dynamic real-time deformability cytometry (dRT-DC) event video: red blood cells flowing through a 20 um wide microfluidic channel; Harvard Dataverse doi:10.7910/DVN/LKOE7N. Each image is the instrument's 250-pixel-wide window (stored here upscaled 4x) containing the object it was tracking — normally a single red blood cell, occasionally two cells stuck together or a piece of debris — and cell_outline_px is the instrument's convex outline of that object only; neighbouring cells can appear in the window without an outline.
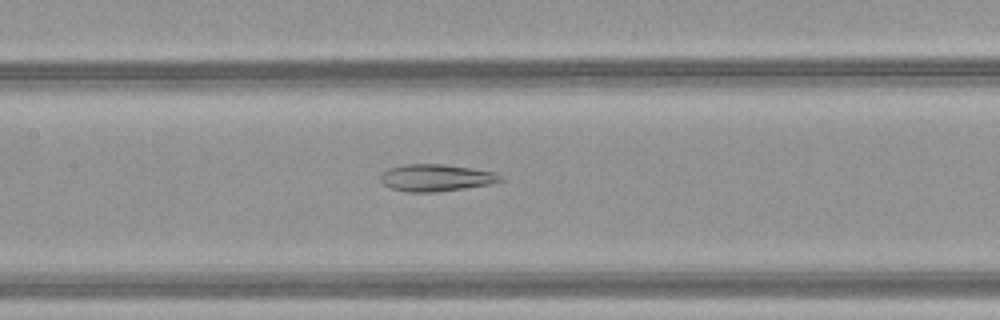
{"species": "common noctule bat (a hibernating species)", "species_latin": "Nyctalus noctula", "temperature_condition": "warm", "stored_images_in_passage": 51, "camera_frame_rate_fps": 3000, "um_per_image_px": 0.085, "animal": {"sex": "female", "body_mass_g": 21.9}, "frame": {"image": 1, "passage_image": 26, "time_ms": 8.333, "image_size_px": [1000, 320], "cell_outline_px": [[504, 180], [492, 184], [436, 192], [408, 192], [388, 188], [380, 180], [380, 176], [388, 168], [404, 164], [444, 164], [472, 168], [496, 172], [504, 176]], "centroid_in_image_um": [37.09, 15.11], "position_along_channel_um": 170.3, "area_um2": 19.13}}
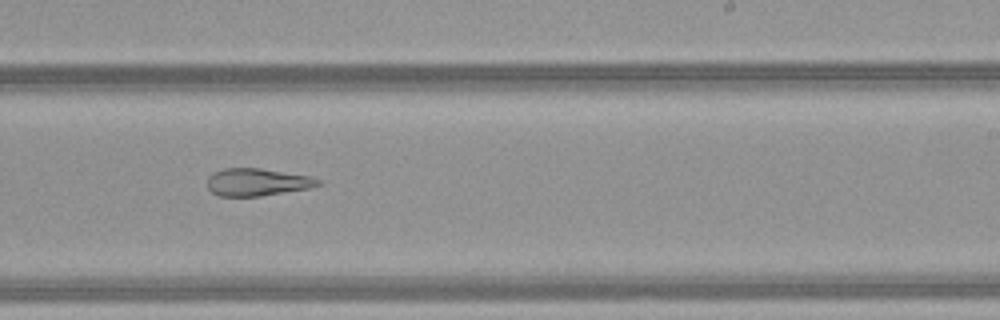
{"frame": {"image": 2, "passage_image": 33, "time_ms": 10.667, "image_size_px": [1000, 320], "cell_outline_px": [[324, 184], [312, 188], [260, 196], [220, 196], [212, 192], [208, 188], [208, 176], [212, 172], [224, 168], [260, 168], [308, 176], [320, 180]], "centroid_in_image_um": [21.87, 15.48], "position_along_channel_um": 267.1, "area_um2": 17.8}}
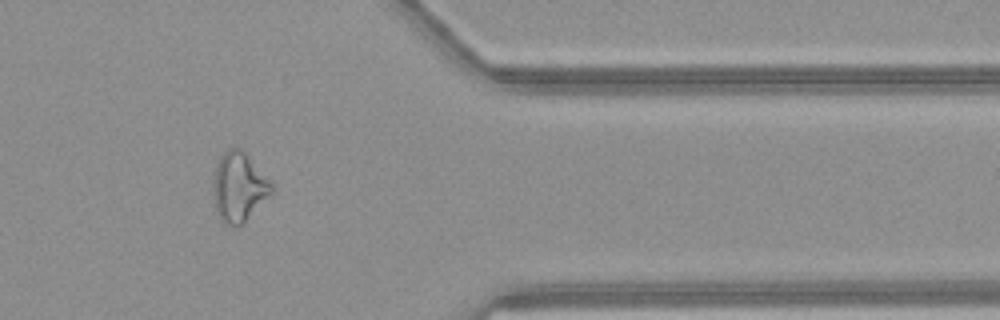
{"frame": {"image": 3, "passage_image": 43, "time_ms": 14.0, "image_size_px": [1000, 320], "cell_outline_px": [[272, 192], [236, 228], [224, 224], [220, 220], [216, 212], [212, 192], [212, 184], [216, 164], [220, 156], [228, 148], [236, 144], [244, 148], [272, 184]], "centroid_in_image_um": [20.24, 15.83], "position_along_channel_um": 391.2, "area_um2": 23.81}, "authors_computed_cell_mechanics": {"area_um2": 25.432, "velocity_mm_per_s": 4.1668, "shape_relaxation_time_tau1_ms": null, "shape_relaxation_time_tau2_ms": 4.0426, "deformation_change_tau1": null, "deformation_change_tau2": 0.1431}}